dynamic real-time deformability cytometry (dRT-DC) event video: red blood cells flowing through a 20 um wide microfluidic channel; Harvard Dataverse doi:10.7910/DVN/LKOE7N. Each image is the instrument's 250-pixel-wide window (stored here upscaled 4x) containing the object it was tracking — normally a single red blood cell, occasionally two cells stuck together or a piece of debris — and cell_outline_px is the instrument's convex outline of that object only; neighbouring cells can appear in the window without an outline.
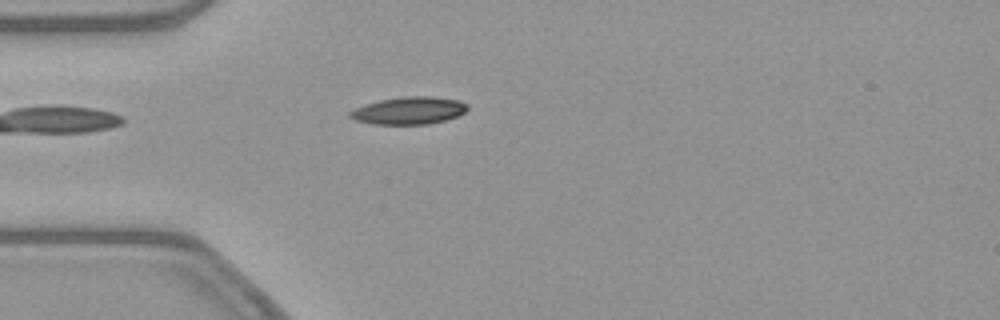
{"species": "common noctule bat (a hibernating species)", "species_latin": "Nyctalus noctula", "temperature_condition": "warm", "stored_images_in_passage": 40, "camera_frame_rate_fps": 3000, "um_per_image_px": 0.085, "animal": {"sex": "female", "body_mass_g": 21.9}, "frame": {"image": 1, "passage_image": 1, "time_ms": 0.0, "image_size_px": [1000, 320], "cell_outline_px": [[468, 108], [464, 112], [456, 116], [444, 120], [428, 124], [372, 124], [356, 120], [348, 116], [348, 112], [356, 108], [380, 100], [404, 96], [432, 96], [460, 100], [468, 104]], "centroid_in_image_um": [34.78, 9.39], "position_along_channel_um": 50.2, "area_um2": 18.67}}
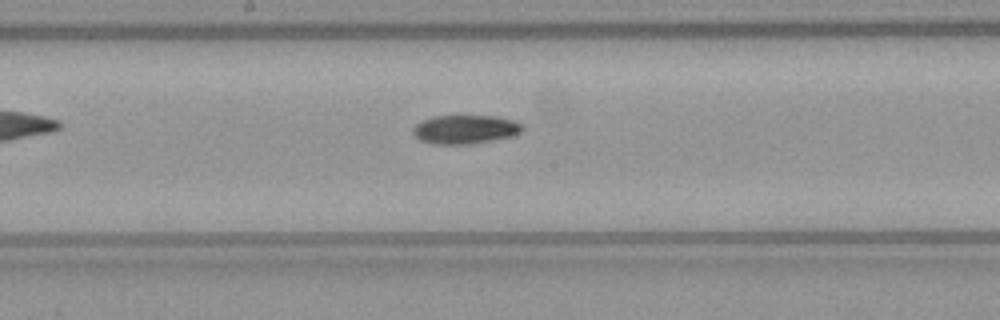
{"frame": {"image": 2, "passage_image": 14, "time_ms": 4.333, "image_size_px": [1000, 320], "cell_outline_px": [[524, 128], [520, 132], [512, 136], [472, 144], [436, 144], [420, 140], [412, 132], [412, 128], [420, 120], [432, 116], [492, 116], [512, 120], [524, 124]], "centroid_in_image_um": [39.52, 10.99], "position_along_channel_um": 208.7, "area_um2": 18.38}}
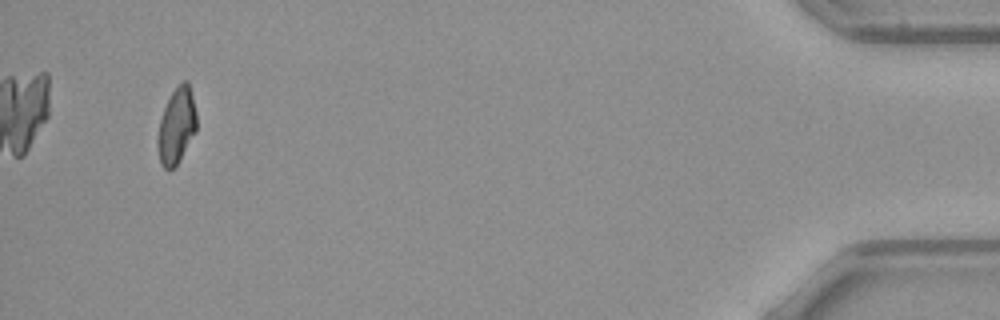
{"frame": {"image": 3, "passage_image": 37, "time_ms": 12.0, "image_size_px": [1000, 320], "cell_outline_px": [[196, 132], [180, 160], [172, 168], [164, 168], [160, 164], [156, 144], [156, 140], [160, 120], [164, 108], [172, 92], [184, 80], [188, 80], [196, 112]], "centroid_in_image_um": [15.0, 10.72], "position_along_channel_um": 420.2, "area_um2": 17.17}, "authors_computed_cell_mechanics": {"area_um2": 18.2359, "velocity_mm_per_s": 3.8592, "shape_relaxation_time_tau1_ms": 5.1299, "shape_relaxation_time_tau2_ms": null, "deformation_change_tau1": 0.1584, "deformation_change_tau2": null}}